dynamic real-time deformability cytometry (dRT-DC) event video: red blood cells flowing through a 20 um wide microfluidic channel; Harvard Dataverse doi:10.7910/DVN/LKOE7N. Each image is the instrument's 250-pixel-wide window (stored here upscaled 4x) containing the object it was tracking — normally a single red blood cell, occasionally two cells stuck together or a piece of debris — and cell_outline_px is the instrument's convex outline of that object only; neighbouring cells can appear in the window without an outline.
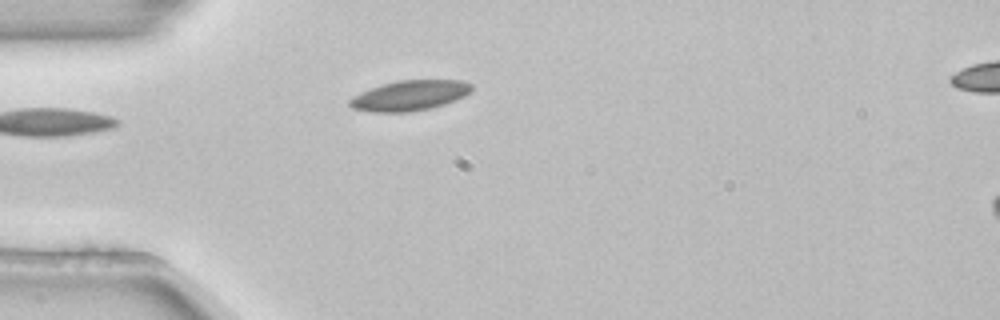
{"species": "common noctule bat (a hibernating species)", "species_latin": "Nyctalus noctula", "temperature_condition": "room temperature", "stored_images_in_passage": 4, "camera_frame_rate_fps": 3000, "um_per_image_px": 0.085, "animal": {"sex": "female", "body_mass_g": 22.7, "forearm_length_mm": 54.2}, "frame": {"image": 1, "passage_image": 4, "time_ms": 1.0, "image_size_px": [1000, 320], "cell_outline_px": [[472, 92], [456, 100], [432, 108], [408, 112], [372, 112], [352, 108], [348, 104], [348, 100], [352, 96], [372, 88], [396, 80], [464, 80], [472, 84]], "centroid_in_image_um": [34.85, 8.12], "position_along_channel_um": 50.2, "area_um2": 21.56}}